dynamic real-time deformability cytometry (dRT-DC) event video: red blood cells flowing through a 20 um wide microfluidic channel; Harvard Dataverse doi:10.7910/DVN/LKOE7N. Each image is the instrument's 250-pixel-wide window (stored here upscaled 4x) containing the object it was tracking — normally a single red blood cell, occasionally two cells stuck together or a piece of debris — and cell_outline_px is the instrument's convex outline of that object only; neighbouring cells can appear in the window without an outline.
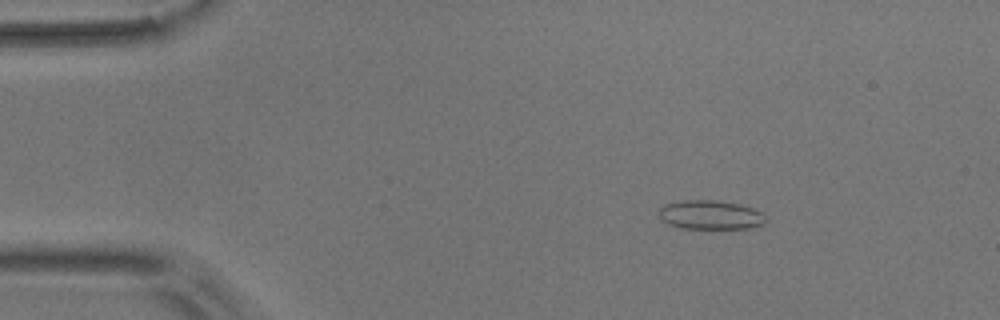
{"species": "common noctule bat (a hibernating species)", "species_latin": "Nyctalus noctula", "temperature_condition": "room temperature", "stored_images_in_passage": 4, "camera_frame_rate_fps": 3000, "um_per_image_px": 0.085, "animal": {"sex": "male", "body_mass_g": 17.9}, "frame": {"image": 1, "passage_image": 1, "time_ms": 0.0, "image_size_px": [1000, 320], "cell_outline_px": [[768, 220], [764, 224], [748, 228], [680, 228], [668, 224], [660, 220], [656, 212], [664, 204], [684, 200], [716, 200], [740, 204], [752, 208], [760, 212]], "centroid_in_image_um": [60.33, 18.26], "position_along_channel_um": 24.7, "area_um2": 18.26}}